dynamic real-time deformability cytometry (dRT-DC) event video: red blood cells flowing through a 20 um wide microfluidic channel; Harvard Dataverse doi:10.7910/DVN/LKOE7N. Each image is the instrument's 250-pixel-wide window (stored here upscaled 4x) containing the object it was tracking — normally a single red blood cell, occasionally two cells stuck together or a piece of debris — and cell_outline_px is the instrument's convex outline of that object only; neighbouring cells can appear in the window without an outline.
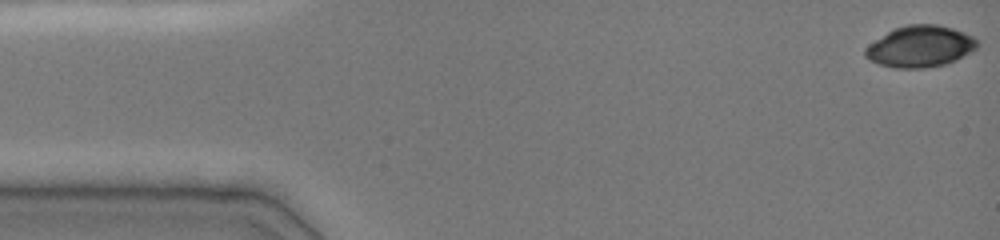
{"species": "common noctule bat (a hibernating species)", "species_latin": "Nyctalus noctula", "temperature_condition": "cold", "stored_images_in_passage": 18, "camera_frame_rate_fps": 3000, "um_per_image_px": 0.085, "animal": {"sex": "female", "body_mass_g": 19.0, "forearm_length_mm": 51.5}, "frame": {"image": 1, "passage_image": 1, "time_ms": 0.0, "image_size_px": [1000, 240], "cell_outline_px": [[980, 44], [972, 52], [956, 60], [944, 64], [924, 68], [896, 68], [880, 64], [864, 56], [864, 48], [868, 44], [888, 32], [896, 28], [908, 24], [940, 24], [964, 32], [972, 36]], "centroid_in_image_um": [78.23, 3.94], "position_along_channel_um": 6.8, "area_um2": 26.99}}
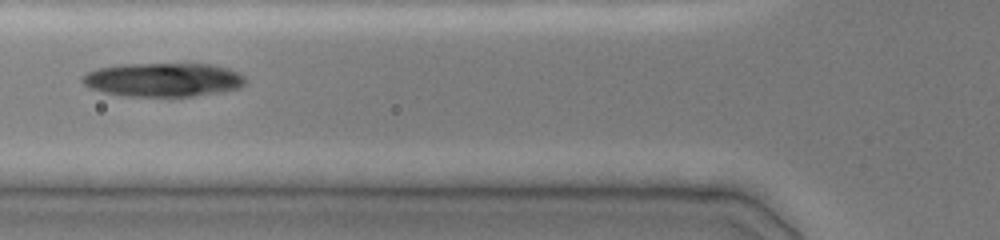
{"frame": {"image": 2, "passage_image": 10, "time_ms": 5.667, "image_size_px": [1000, 240], "cell_outline_px": [[244, 84], [240, 88], [192, 96], [128, 96], [104, 92], [92, 88], [84, 84], [80, 80], [88, 72], [96, 68], [124, 64], [212, 64], [228, 68], [240, 72], [244, 76]], "centroid_in_image_um": [13.89, 6.77], "position_along_channel_um": 111.9, "area_um2": 31.91}}
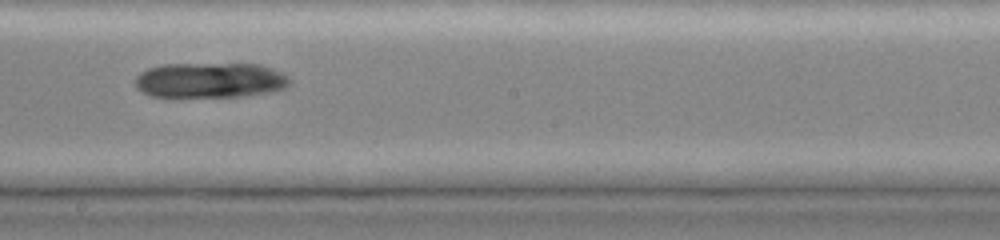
{"frame": {"image": 3, "passage_image": 16, "time_ms": 8.667, "image_size_px": [1000, 240], "cell_outline_px": [[292, 80], [284, 88], [268, 92], [244, 96], [152, 96], [136, 88], [136, 76], [140, 72], [148, 68], [160, 64], [260, 64], [272, 68], [288, 76]], "centroid_in_image_um": [17.86, 6.8], "position_along_channel_um": 230.3, "area_um2": 31.56}}